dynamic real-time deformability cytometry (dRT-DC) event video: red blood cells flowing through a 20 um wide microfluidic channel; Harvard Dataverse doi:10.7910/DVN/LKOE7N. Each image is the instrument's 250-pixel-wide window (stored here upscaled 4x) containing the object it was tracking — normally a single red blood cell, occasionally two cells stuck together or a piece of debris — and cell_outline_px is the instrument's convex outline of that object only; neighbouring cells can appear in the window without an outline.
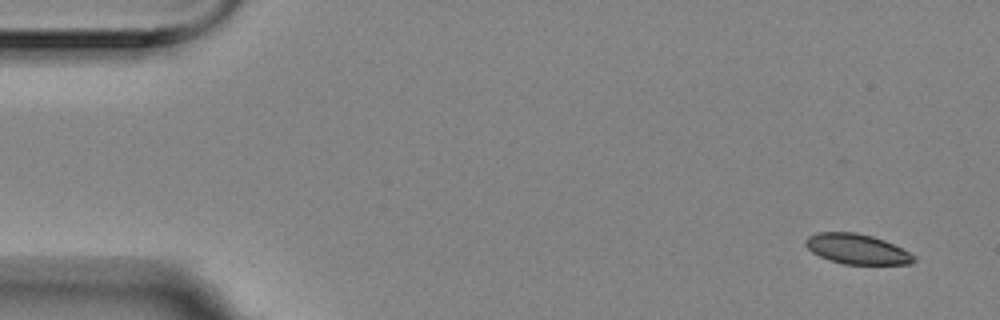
{"species": "Egyptian fruit bat (a non-hibernating species)", "species_latin": "Rousettus aegyptiacus", "temperature_condition": "room temperature", "stored_images_in_passage": 5, "camera_frame_rate_fps": 3000, "um_per_image_px": 0.085, "animal": {"sex": "female"}, "frame": {"image": 1, "passage_image": 1, "time_ms": 0.0, "image_size_px": [1000, 320], "cell_outline_px": [[916, 260], [912, 264], [844, 264], [820, 256], [812, 252], [804, 244], [804, 240], [808, 236], [816, 232], [856, 232], [872, 236], [884, 240], [916, 256]], "centroid_in_image_um": [72.83, 21.16], "position_along_channel_um": 12.2, "area_um2": 18.9}}
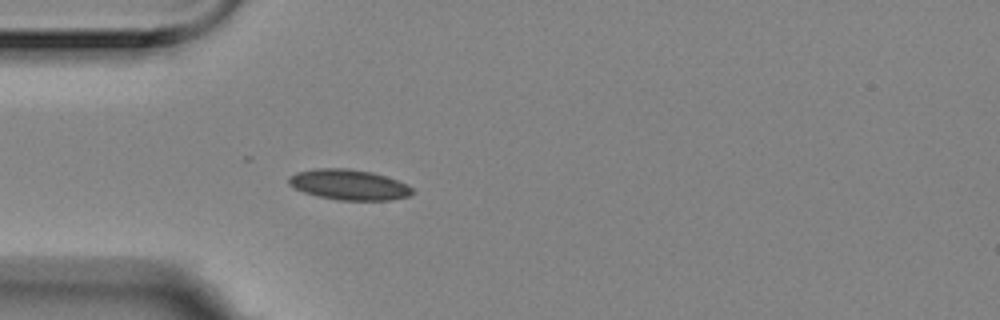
{"frame": {"image": 2, "passage_image": 5, "time_ms": 1.333, "image_size_px": [1000, 320], "cell_outline_px": [[416, 192], [408, 196], [392, 200], [336, 200], [304, 192], [288, 184], [288, 176], [296, 172], [316, 168], [348, 168], [372, 172], [408, 184]], "centroid_in_image_um": [29.66, 15.69], "position_along_channel_um": 55.3, "area_um2": 21.96}}